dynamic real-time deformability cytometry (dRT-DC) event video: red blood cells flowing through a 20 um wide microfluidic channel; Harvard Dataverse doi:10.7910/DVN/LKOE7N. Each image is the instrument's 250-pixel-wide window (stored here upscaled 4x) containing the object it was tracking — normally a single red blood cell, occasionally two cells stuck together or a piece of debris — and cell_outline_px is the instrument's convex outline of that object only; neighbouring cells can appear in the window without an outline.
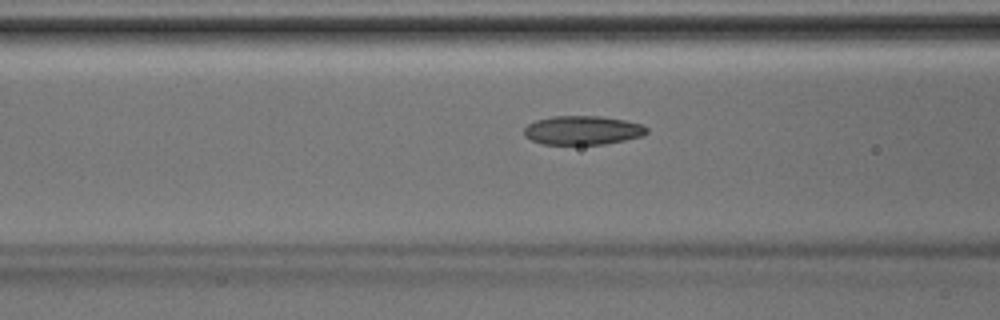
{"species": "Egyptian fruit bat (a non-hibernating species)", "species_latin": "Rousettus aegyptiacus", "temperature_condition": "room temperature", "stored_images_in_passage": 5, "segment_of_instrument_passage": [1, 2], "camera_frame_rate_fps": 3000, "um_per_image_px": 0.085, "animal": {"sex": "male"}, "frame": {"image": 1, "passage_image": 4, "time_ms": 1.0, "image_size_px": [1000, 320], "cell_outline_px": [[648, 132], [644, 136], [604, 144], [544, 144], [532, 140], [524, 136], [524, 128], [528, 124], [536, 120], [552, 116], [600, 116], [624, 120], [640, 124], [648, 128]], "centroid_in_image_um": [49.52, 11.07], "position_along_channel_um": 117.1, "area_um2": 20.63}}